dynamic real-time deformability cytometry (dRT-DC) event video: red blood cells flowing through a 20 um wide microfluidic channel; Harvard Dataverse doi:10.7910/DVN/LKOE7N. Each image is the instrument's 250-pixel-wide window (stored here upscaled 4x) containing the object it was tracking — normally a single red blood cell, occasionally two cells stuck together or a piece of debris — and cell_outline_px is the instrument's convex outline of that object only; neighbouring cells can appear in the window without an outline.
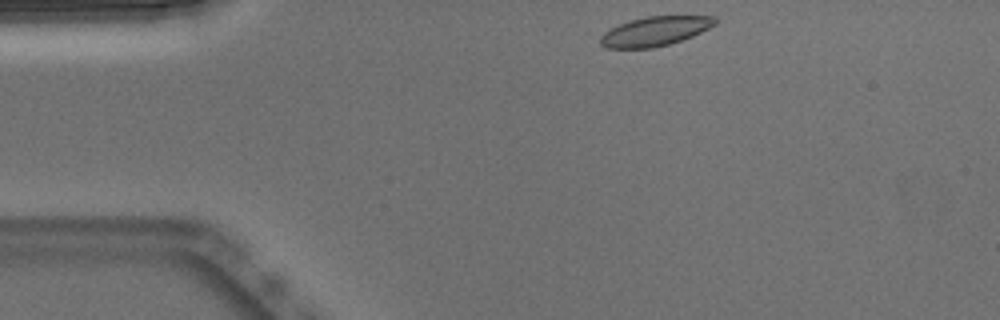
{"species": "Egyptian fruit bat (a non-hibernating species)", "species_latin": "Rousettus aegyptiacus", "temperature_condition": "warm", "stored_images_in_passage": 44, "camera_frame_rate_fps": 3000, "um_per_image_px": 0.085, "animal": {"sex": "male"}, "frame": {"image": 1, "passage_image": 1, "time_ms": 0.0, "image_size_px": [1000, 320], "cell_outline_px": [[716, 24], [692, 36], [668, 44], [652, 48], [608, 48], [600, 44], [600, 36], [604, 32], [628, 20], [648, 16], [716, 16]], "centroid_in_image_um": [55.66, 2.65], "position_along_channel_um": 29.3, "area_um2": 19.42}}
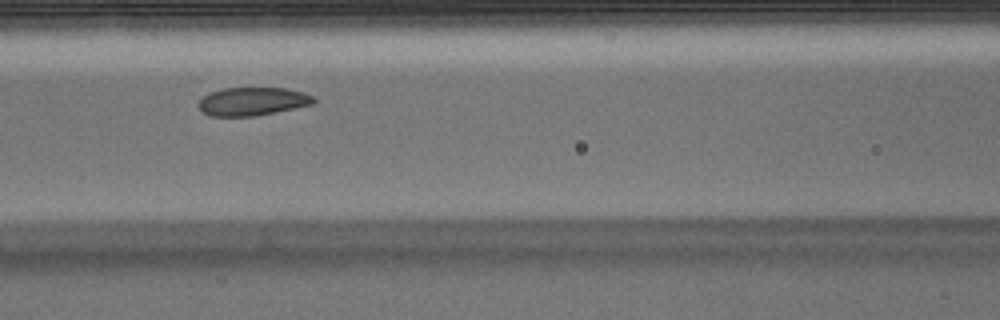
{"frame": {"image": 2, "passage_image": 14, "time_ms": 4.333, "image_size_px": [1000, 320], "cell_outline_px": [[316, 100], [312, 104], [256, 116], [208, 116], [196, 104], [204, 96], [212, 92], [224, 88], [288, 88], [304, 92], [316, 96]], "centroid_in_image_um": [21.49, 8.61], "position_along_channel_um": 145.1, "area_um2": 18.96}}
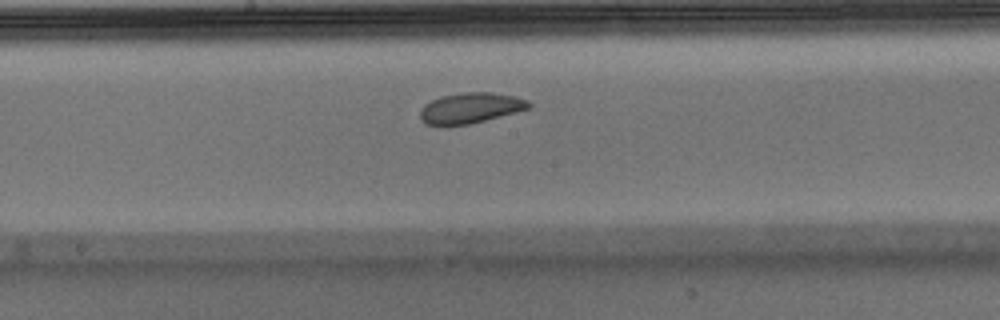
{"frame": {"image": 3, "passage_image": 19, "time_ms": 6.0, "image_size_px": [1000, 320], "cell_outline_px": [[532, 108], [468, 124], [444, 128], [424, 124], [420, 120], [420, 108], [424, 104], [440, 96], [460, 92], [492, 92], [516, 96], [528, 100], [532, 104]], "centroid_in_image_um": [39.94, 9.2], "position_along_channel_um": 208.3, "area_um2": 20.0}, "authors_computed_cell_mechanics": {"area_um2": 20.3456, "velocity_mm_per_s": 3.7887, "shape_relaxation_time_tau1_ms": 3.2513, "shape_relaxation_time_tau2_ms": 11.3712, "deformation_change_tau1": 0.0931, "deformation_change_tau2": 0.1428}}